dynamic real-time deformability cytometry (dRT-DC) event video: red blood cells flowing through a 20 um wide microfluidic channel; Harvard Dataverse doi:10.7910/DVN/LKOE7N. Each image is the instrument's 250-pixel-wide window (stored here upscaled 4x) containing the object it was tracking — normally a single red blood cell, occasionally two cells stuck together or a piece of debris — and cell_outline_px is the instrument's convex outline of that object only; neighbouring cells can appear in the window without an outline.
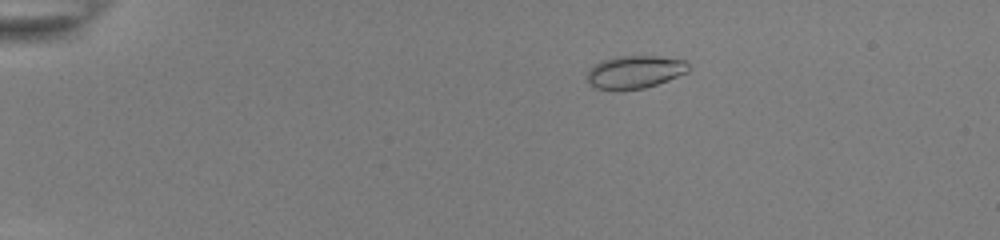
{"species": "common noctule bat (a hibernating species)", "species_latin": "Nyctalus noctula", "temperature_condition": "room temperature", "stored_images_in_passage": 44, "camera_frame_rate_fps": 3000, "um_per_image_px": 0.085, "animal": {"sex": "female", "body_mass_g": 22.0, "forearm_length_mm": 56.7}, "frame": {"image": 1, "passage_image": 1, "time_ms": 0.0, "image_size_px": [1000, 240], "cell_outline_px": [[688, 72], [668, 80], [644, 88], [612, 92], [592, 88], [588, 84], [588, 68], [592, 64], [600, 60], [616, 56], [656, 56], [684, 60], [688, 64]], "centroid_in_image_um": [53.86, 6.14], "position_along_channel_um": 31.1, "area_um2": 19.94}}
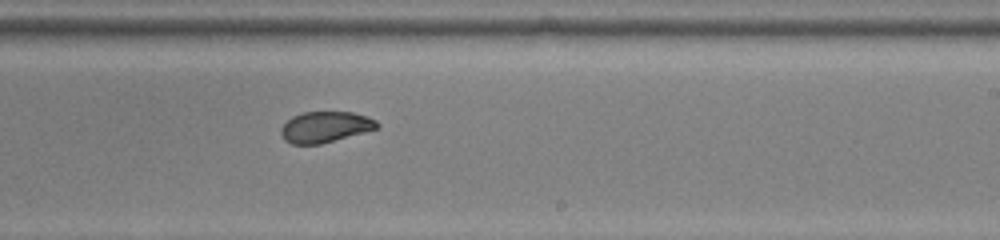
{"frame": {"image": 2, "passage_image": 25, "time_ms": 8.0, "image_size_px": [1000, 240], "cell_outline_px": [[380, 124], [376, 128], [364, 132], [320, 144], [292, 144], [284, 140], [280, 132], [280, 128], [292, 116], [304, 112], [352, 112], [368, 116], [376, 120]], "centroid_in_image_um": [27.63, 10.79], "position_along_channel_um": 261.4, "area_um2": 17.22}}
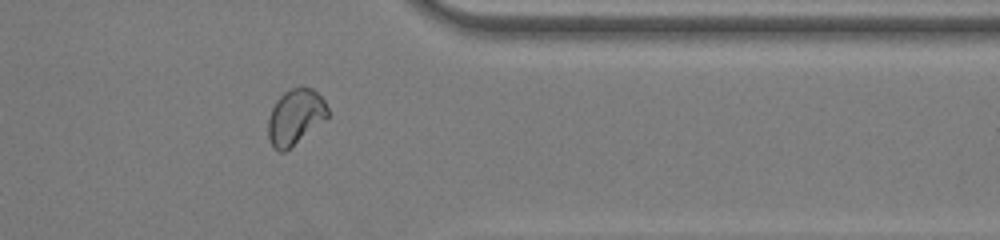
{"frame": {"image": 3, "passage_image": 35, "time_ms": 11.333, "image_size_px": [1000, 240], "cell_outline_px": [[328, 116], [324, 120], [284, 152], [280, 152], [272, 148], [268, 136], [268, 120], [272, 108], [276, 100], [284, 92], [292, 88], [312, 88], [324, 100], [328, 108]], "centroid_in_image_um": [25.07, 9.94], "position_along_channel_um": 386.3, "area_um2": 18.96}, "authors_computed_cell_mechanics": {"area_um2": 19.074, "velocity_mm_per_s": 3.8844, "shape_relaxation_time_tau1_ms": 9.751, "shape_relaxation_time_tau2_ms": 1.1701, "deformation_change_tau1": 0.2044, "deformation_change_tau2": 0.0526}}